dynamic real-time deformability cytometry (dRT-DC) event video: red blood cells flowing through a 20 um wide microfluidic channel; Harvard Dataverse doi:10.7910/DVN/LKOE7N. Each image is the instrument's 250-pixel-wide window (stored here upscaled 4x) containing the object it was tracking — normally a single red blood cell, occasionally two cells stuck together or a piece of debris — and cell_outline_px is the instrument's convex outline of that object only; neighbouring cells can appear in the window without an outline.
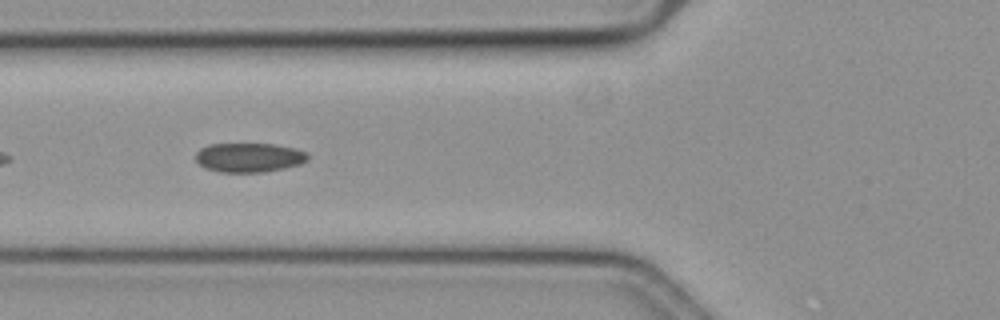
{"species": "common noctule bat (a hibernating species)", "species_latin": "Nyctalus noctula", "temperature_condition": "cold", "stored_images_in_passage": 40, "camera_frame_rate_fps": 3000, "um_per_image_px": 0.085, "animal": {"sex": "female", "body_mass_g": 19.3, "forearm_length_mm": 54.1}, "frame": {"image": 1, "passage_image": 6, "time_ms": 1.667, "image_size_px": [1000, 320], "cell_outline_px": [[308, 160], [300, 164], [284, 168], [264, 172], [220, 172], [204, 168], [196, 160], [196, 152], [200, 148], [208, 144], [272, 144], [292, 148], [304, 152], [308, 156]], "centroid_in_image_um": [21.12, 13.39], "position_along_channel_um": 104.7, "area_um2": 19.02}}
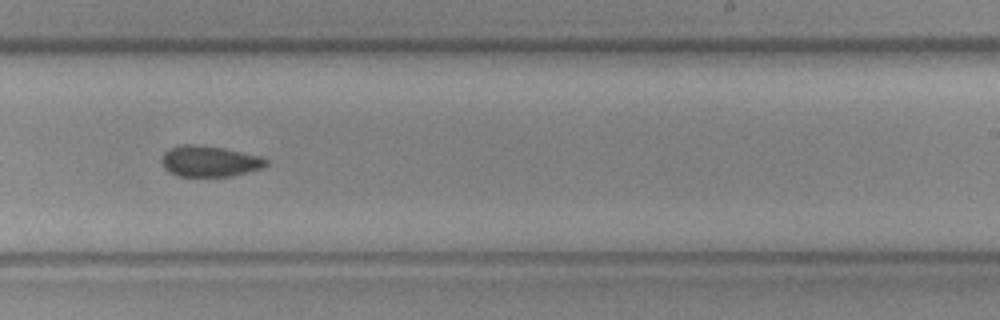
{"frame": {"image": 2, "passage_image": 20, "time_ms": 6.333, "image_size_px": [1000, 320], "cell_outline_px": [[268, 164], [260, 168], [248, 172], [232, 176], [176, 176], [168, 172], [164, 168], [160, 160], [164, 152], [168, 148], [184, 144], [196, 144], [224, 148], [260, 156], [268, 160]], "centroid_in_image_um": [17.76, 13.7], "position_along_channel_um": 271.2, "area_um2": 18.96}}
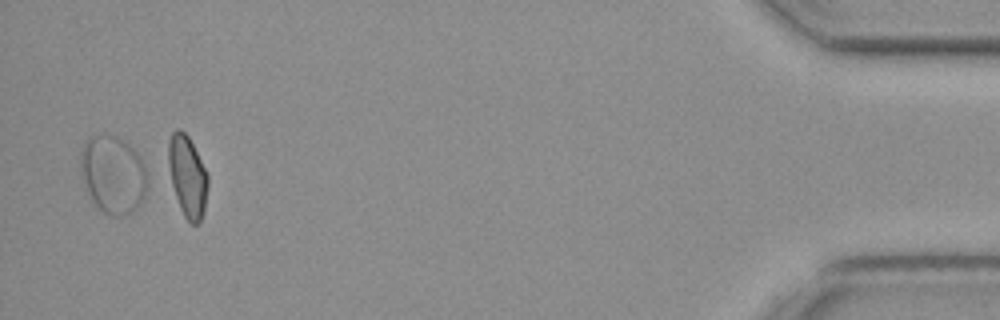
{"frame": {"image": 3, "passage_image": 39, "time_ms": 12.667, "image_size_px": [1000, 320], "cell_outline_px": [[148, 192], [140, 204], [128, 216], [112, 216], [104, 212], [88, 196], [80, 172], [80, 152], [88, 136], [116, 136], [128, 144], [140, 156], [144, 164], [148, 176]], "centroid_in_image_um": [9.62, 14.87], "position_along_channel_um": 425.6, "area_um2": 30.69}, "authors_computed_cell_mechanics": {"area_um2": 19.4786, "velocity_mm_per_s": 3.568, "shape_relaxation_time_tau1_ms": null, "shape_relaxation_time_tau2_ms": 4.3635, "deformation_change_tau1": null, "deformation_change_tau2": 0.0712}}